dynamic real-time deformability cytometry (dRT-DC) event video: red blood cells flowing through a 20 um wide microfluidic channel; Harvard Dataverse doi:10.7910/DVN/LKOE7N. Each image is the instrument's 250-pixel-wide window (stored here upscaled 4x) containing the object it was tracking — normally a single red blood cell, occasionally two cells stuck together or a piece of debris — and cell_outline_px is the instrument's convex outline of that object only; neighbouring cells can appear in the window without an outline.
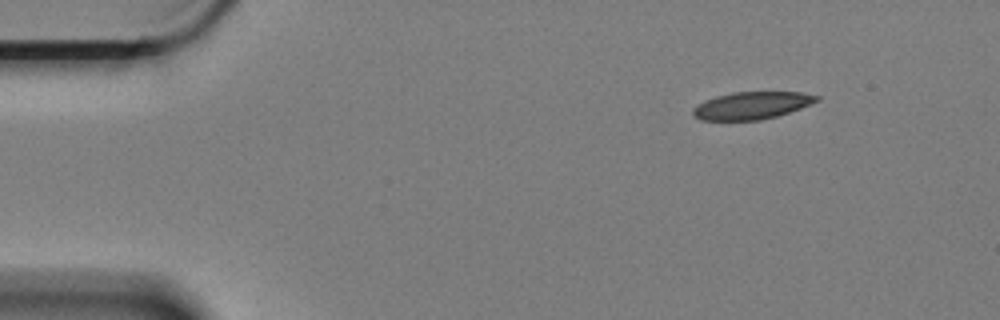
{"species": "Egyptian fruit bat (a non-hibernating species)", "species_latin": "Rousettus aegyptiacus", "temperature_condition": "cold", "stored_images_in_passage": 5, "camera_frame_rate_fps": 3000, "um_per_image_px": 0.085, "animal": {"sex": "female"}, "frame": {"image": 1, "passage_image": 1, "time_ms": 0.0, "image_size_px": [1000, 320], "cell_outline_px": [[820, 100], [800, 108], [776, 116], [760, 120], [700, 120], [692, 116], [692, 108], [716, 96], [732, 92], [800, 92], [820, 96]], "centroid_in_image_um": [63.89, 8.97], "position_along_channel_um": 21.1, "area_um2": 19.59}}
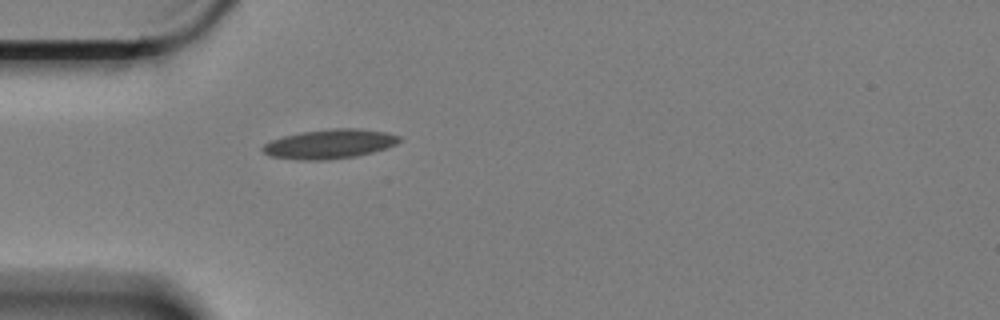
{"frame": {"image": 2, "passage_image": 4, "time_ms": 1.0, "image_size_px": [1000, 320], "cell_outline_px": [[400, 140], [396, 144], [372, 152], [356, 156], [324, 160], [300, 160], [268, 156], [260, 148], [264, 144], [272, 140], [284, 136], [300, 132], [332, 128], [356, 128], [384, 132], [400, 136]], "centroid_in_image_um": [27.97, 12.24], "position_along_channel_um": 57.0, "area_um2": 23.24}}